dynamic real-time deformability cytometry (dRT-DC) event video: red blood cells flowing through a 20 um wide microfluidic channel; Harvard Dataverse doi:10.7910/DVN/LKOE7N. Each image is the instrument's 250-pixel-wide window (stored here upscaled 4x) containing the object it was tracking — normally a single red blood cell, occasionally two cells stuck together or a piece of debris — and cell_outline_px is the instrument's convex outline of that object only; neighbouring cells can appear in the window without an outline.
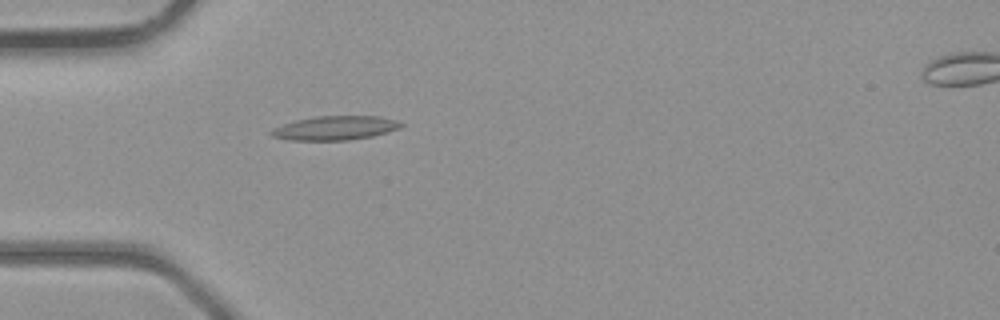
{"species": "common noctule bat (a hibernating species)", "species_latin": "Nyctalus noctula", "temperature_condition": "room temperature", "stored_images_in_passage": 2, "camera_frame_rate_fps": 3000, "um_per_image_px": 0.085, "animal": {"sex": "male", "body_mass_g": 23.1, "forearm_length_mm": 52.7}, "frame": {"image": 1, "passage_image": 1, "time_ms": 0.0, "image_size_px": [1000, 320], "cell_outline_px": [[404, 124], [400, 128], [388, 132], [372, 136], [348, 140], [288, 140], [272, 136], [268, 132], [284, 124], [296, 120], [316, 116], [380, 116], [396, 120]], "centroid_in_image_um": [28.51, 10.88], "position_along_channel_um": 56.5, "area_um2": 18.09}}